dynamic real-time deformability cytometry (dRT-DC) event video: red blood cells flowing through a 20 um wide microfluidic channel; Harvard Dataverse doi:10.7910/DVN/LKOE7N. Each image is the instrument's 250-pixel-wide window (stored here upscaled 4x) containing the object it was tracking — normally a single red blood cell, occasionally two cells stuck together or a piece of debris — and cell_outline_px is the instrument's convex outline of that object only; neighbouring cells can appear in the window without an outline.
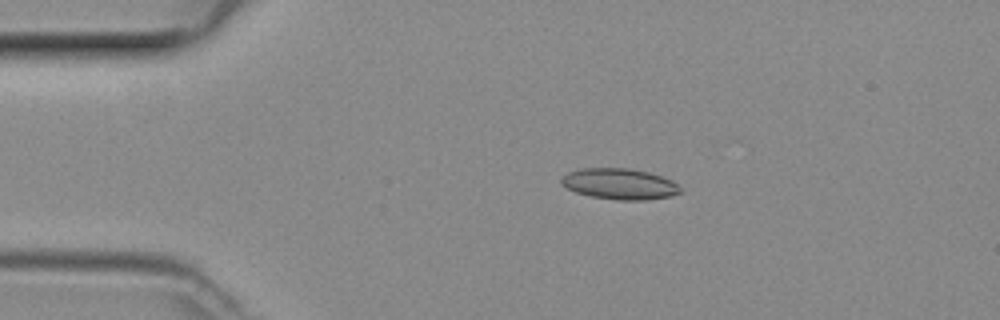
{"species": "common noctule bat (a hibernating species)", "species_latin": "Nyctalus noctula", "temperature_condition": "room temperature", "stored_images_in_passage": 17, "camera_frame_rate_fps": 3000, "um_per_image_px": 0.085, "animal": {"sex": "female", "body_mass_g": 29.2, "forearm_length_mm": 56.3}, "frame": {"image": 1, "passage_image": 10, "time_ms": 3.0, "image_size_px": [1000, 320], "cell_outline_px": [[680, 192], [668, 196], [644, 200], [620, 200], [592, 196], [576, 192], [560, 184], [560, 180], [568, 172], [580, 168], [632, 168], [664, 176], [672, 180], [680, 188]], "centroid_in_image_um": [52.65, 15.61], "position_along_channel_um": 32.3, "area_um2": 21.33}}